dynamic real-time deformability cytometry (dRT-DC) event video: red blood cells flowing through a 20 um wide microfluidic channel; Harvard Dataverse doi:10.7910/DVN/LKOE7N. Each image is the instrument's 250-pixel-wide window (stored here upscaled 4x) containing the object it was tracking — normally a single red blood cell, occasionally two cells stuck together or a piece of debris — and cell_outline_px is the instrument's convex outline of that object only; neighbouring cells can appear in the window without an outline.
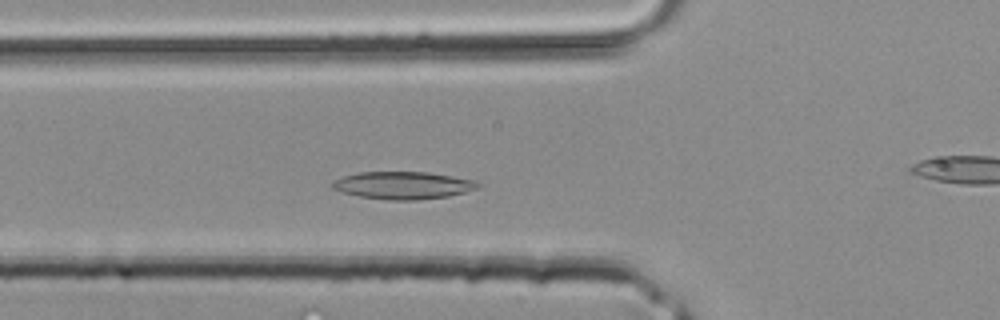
{"species": "common noctule bat (a hibernating species)", "species_latin": "Nyctalus noctula", "temperature_condition": "room temperature", "stored_images_in_passage": 36, "camera_frame_rate_fps": 3000, "um_per_image_px": 0.085, "animal": {"sex": "male", "body_mass_g": 20.4}, "frame": {"image": 1, "passage_image": 10, "time_ms": 3.0, "image_size_px": [1000, 320], "cell_outline_px": [[480, 188], [448, 196], [416, 200], [388, 200], [360, 196], [340, 192], [332, 188], [332, 184], [336, 180], [344, 176], [360, 172], [428, 172], [452, 176], [472, 180], [480, 184]], "centroid_in_image_um": [34.26, 15.75], "position_along_channel_um": 91.5, "area_um2": 23.12}}
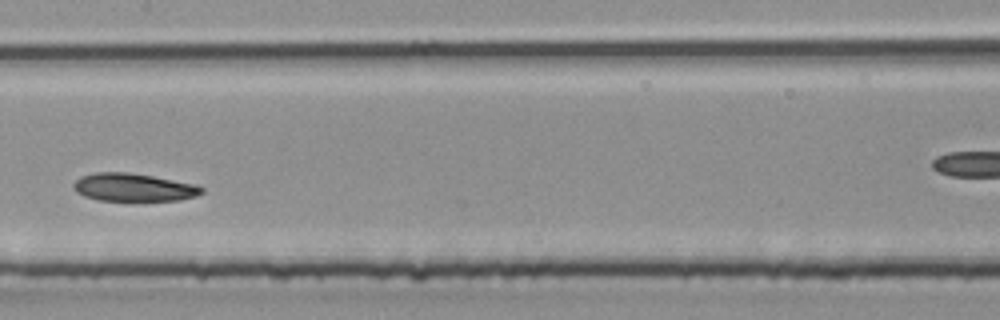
{"frame": {"image": 2, "passage_image": 16, "time_ms": 5.0, "image_size_px": [1000, 320], "cell_outline_px": [[204, 192], [196, 196], [180, 200], [100, 200], [84, 196], [76, 192], [72, 188], [72, 184], [80, 176], [96, 172], [128, 172], [152, 176], [196, 184], [204, 188]], "centroid_in_image_um": [11.34, 15.92], "position_along_channel_um": 196.1, "area_um2": 20.87}}
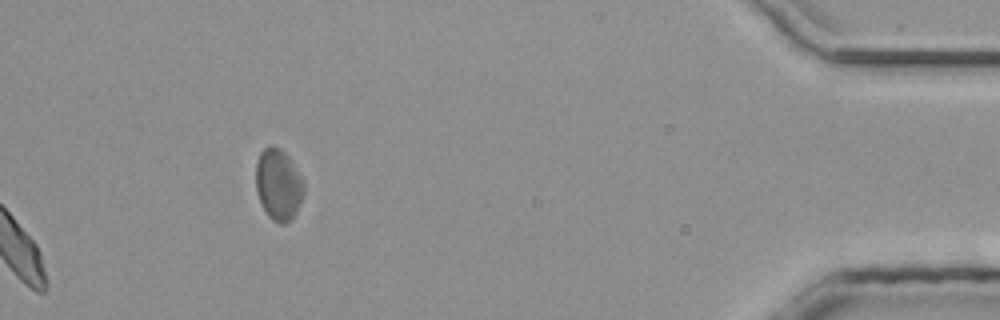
{"frame": {"image": 3, "passage_image": 36, "time_ms": 11.667, "image_size_px": [1000, 320], "cell_outline_px": [[304, 192], [296, 212], [284, 224], [280, 224], [272, 220], [268, 216], [256, 192], [256, 164], [260, 152], [264, 148], [272, 144], [280, 148], [288, 156], [300, 176], [304, 184]], "centroid_in_image_um": [23.64, 15.67], "position_along_channel_um": 411.6, "area_um2": 19.71}}